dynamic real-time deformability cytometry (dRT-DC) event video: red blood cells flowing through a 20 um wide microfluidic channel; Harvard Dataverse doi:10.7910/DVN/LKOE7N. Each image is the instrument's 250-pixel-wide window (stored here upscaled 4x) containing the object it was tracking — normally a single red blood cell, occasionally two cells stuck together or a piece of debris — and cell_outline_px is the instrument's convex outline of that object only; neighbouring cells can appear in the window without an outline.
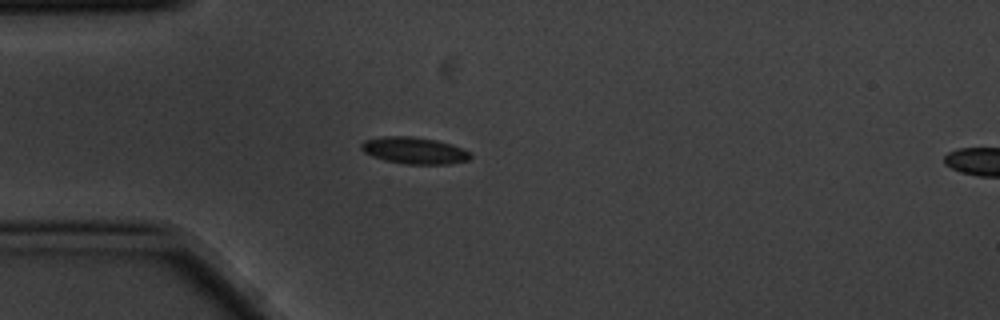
{"species": "common noctule bat (a hibernating species)", "species_latin": "Nyctalus noctula", "temperature_condition": "cold", "stored_images_in_passage": 4, "segment_of_instrument_passage": [1, 2], "camera_frame_rate_fps": 3000, "um_per_image_px": 0.085, "animal": {"sex": "male", "body_mass_g": 20.1, "forearm_length_mm": 53.5}, "frame": {"image": 1, "passage_image": 3, "time_ms": 0.667, "image_size_px": [1000, 320], "cell_outline_px": [[472, 156], [468, 160], [448, 164], [408, 164], [384, 160], [372, 156], [364, 152], [360, 148], [360, 144], [364, 140], [380, 136], [412, 136], [436, 140], [452, 144], [464, 148], [472, 152]], "centroid_in_image_um": [35.23, 12.78], "position_along_channel_um": 49.8, "area_um2": 17.22}}